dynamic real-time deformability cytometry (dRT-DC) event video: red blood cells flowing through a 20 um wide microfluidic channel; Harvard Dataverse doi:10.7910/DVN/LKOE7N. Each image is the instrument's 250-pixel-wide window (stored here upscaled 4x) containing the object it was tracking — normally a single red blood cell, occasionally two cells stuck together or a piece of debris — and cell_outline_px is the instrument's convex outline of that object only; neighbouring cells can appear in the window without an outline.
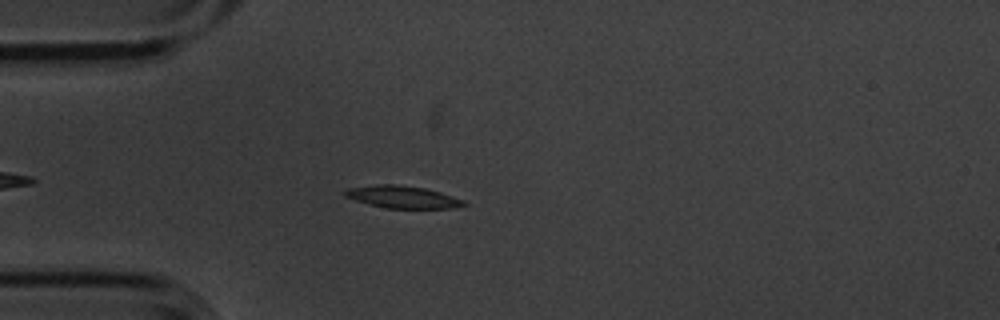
{"species": "common noctule bat (a hibernating species)", "species_latin": "Nyctalus noctula", "temperature_condition": "cold", "stored_images_in_passage": 3, "camera_frame_rate_fps": 3000, "um_per_image_px": 0.085, "animal": {"sex": "male", "body_mass_g": 20.1, "forearm_length_mm": 53.5}, "frame": {"image": 1, "passage_image": 3, "time_ms": 0.667, "image_size_px": [1000, 320], "cell_outline_px": [[468, 204], [452, 208], [388, 208], [356, 200], [344, 196], [344, 192], [348, 188], [376, 184], [396, 184], [424, 188], [440, 192], [464, 200]], "centroid_in_image_um": [34.23, 16.73], "position_along_channel_um": 50.8, "area_um2": 15.2}}